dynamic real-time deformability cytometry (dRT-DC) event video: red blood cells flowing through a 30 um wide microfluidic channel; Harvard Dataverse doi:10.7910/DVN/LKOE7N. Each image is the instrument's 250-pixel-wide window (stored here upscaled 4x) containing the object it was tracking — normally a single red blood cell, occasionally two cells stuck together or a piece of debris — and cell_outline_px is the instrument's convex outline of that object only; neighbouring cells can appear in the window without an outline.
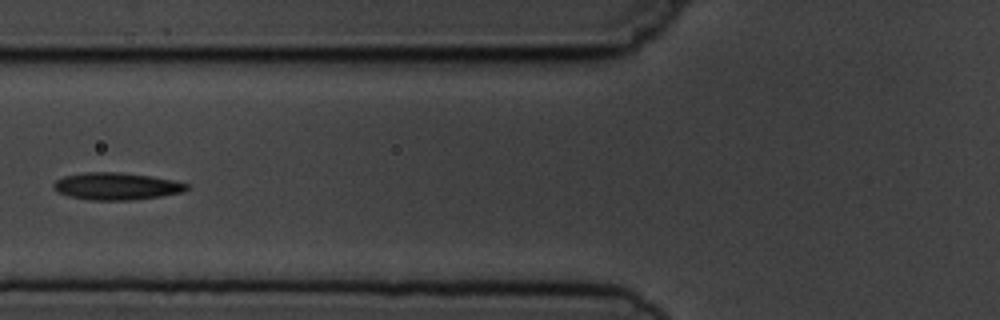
{"species": "common noctule bat (a hibernating species)", "species_latin": "Nyctalus noctula", "temperature_condition": "cold", "stored_images_in_passage": 7, "camera_frame_rate_fps": 3000, "um_per_image_px": 0.085, "animal": {"sex": "male", "body_mass_g": 19.5, "forearm_length_mm": 54.6}, "frame": {"image": 1, "passage_image": 6, "time_ms": 6.667, "image_size_px": [1000, 320], "cell_outline_px": [[192, 184], [184, 192], [160, 196], [132, 200], [92, 200], [68, 196], [56, 192], [52, 188], [52, 184], [56, 180], [64, 176], [84, 172], [120, 172], [148, 176], [172, 180]], "centroid_in_image_um": [9.88, 15.83], "position_along_channel_um": 115.9, "area_um2": 21.21}}
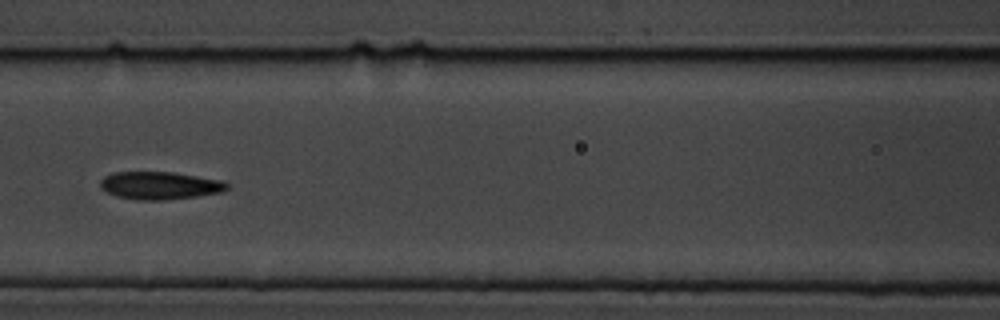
{"frame": {"image": 2, "passage_image": 7, "time_ms": 7.667, "image_size_px": [1000, 320], "cell_outline_px": [[228, 188], [224, 192], [200, 196], [160, 200], [136, 200], [116, 196], [100, 188], [100, 180], [104, 176], [112, 172], [172, 172], [224, 180], [228, 184]], "centroid_in_image_um": [13.6, 15.77], "position_along_channel_um": 153.0, "area_um2": 20.69}}